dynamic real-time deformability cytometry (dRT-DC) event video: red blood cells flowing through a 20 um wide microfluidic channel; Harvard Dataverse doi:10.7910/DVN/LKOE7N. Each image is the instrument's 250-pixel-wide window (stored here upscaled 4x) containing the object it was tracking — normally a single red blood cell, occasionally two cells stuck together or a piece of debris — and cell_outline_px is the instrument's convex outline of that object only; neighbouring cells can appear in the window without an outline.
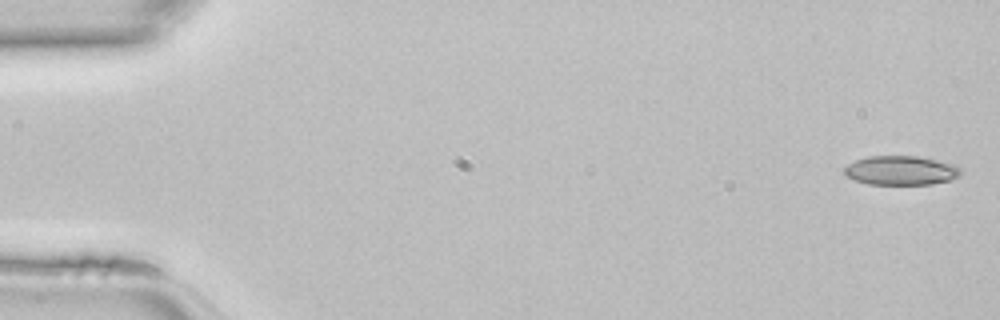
{"species": "common noctule bat (a hibernating species)", "species_latin": "Nyctalus noctula", "temperature_condition": "room temperature", "stored_images_in_passage": 12, "camera_frame_rate_fps": 3000, "um_per_image_px": 0.085, "animal": {"sex": "female", "body_mass_g": 22.7, "forearm_length_mm": 54.2}, "frame": {"image": 1, "passage_image": 1, "time_ms": 0.0, "image_size_px": [1000, 320], "cell_outline_px": [[960, 176], [948, 180], [932, 184], [868, 184], [856, 180], [848, 176], [844, 172], [844, 168], [848, 164], [856, 160], [868, 156], [920, 156], [956, 164], [960, 168]], "centroid_in_image_um": [76.61, 14.47], "position_along_channel_um": 8.4, "area_um2": 19.77}}